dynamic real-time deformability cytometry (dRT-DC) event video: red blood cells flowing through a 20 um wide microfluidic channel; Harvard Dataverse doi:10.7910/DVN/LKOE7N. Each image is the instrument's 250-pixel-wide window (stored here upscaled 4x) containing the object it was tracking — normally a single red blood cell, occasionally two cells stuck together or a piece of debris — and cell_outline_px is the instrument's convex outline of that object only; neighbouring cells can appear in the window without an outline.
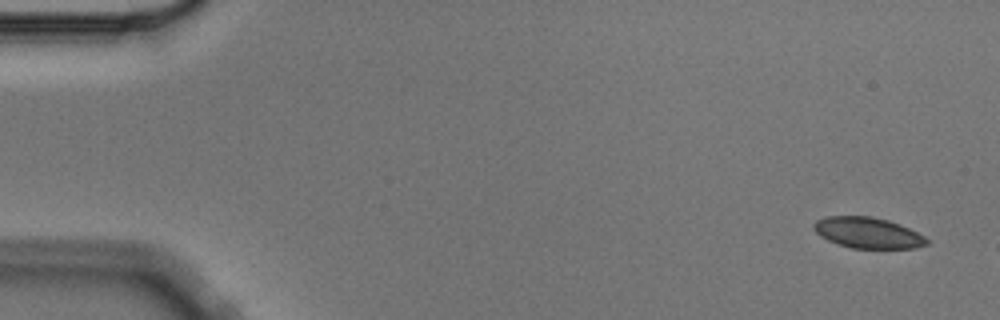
{"species": "Egyptian fruit bat (a non-hibernating species)", "species_latin": "Rousettus aegyptiacus", "temperature_condition": "cold", "stored_images_in_passage": 4, "camera_frame_rate_fps": 3000, "um_per_image_px": 0.085, "animal": {"sex": "male"}, "frame": {"image": 1, "passage_image": 1, "time_ms": 0.0, "image_size_px": [1000, 320], "cell_outline_px": [[928, 244], [916, 248], [852, 248], [836, 244], [820, 236], [812, 228], [812, 224], [816, 220], [824, 216], [872, 216], [888, 220], [900, 224], [924, 236], [928, 240]], "centroid_in_image_um": [73.72, 19.78], "position_along_channel_um": 11.3, "area_um2": 20.46}}